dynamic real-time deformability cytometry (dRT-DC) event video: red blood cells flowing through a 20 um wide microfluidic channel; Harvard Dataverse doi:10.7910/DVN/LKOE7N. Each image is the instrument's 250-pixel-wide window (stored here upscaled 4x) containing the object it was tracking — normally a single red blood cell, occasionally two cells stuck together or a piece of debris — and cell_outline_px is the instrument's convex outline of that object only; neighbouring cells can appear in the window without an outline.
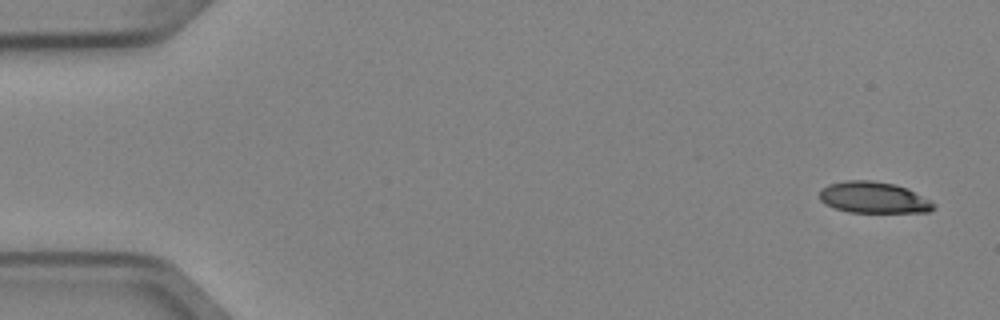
{"species": "Egyptian fruit bat (a non-hibernating species)", "species_latin": "Rousettus aegyptiacus", "temperature_condition": "cold", "stored_images_in_passage": 6, "segment_of_instrument_passage": [2, 2], "camera_frame_rate_fps": 3000, "um_per_image_px": 0.085, "animal": {"sex": "female"}, "frame": {"image": 1, "passage_image": 6, "time_ms": 1.667, "image_size_px": [1000, 320], "cell_outline_px": [[936, 208], [928, 212], [848, 212], [824, 204], [820, 200], [820, 188], [828, 184], [844, 180], [868, 180], [896, 184], [908, 188], [936, 204]], "centroid_in_image_um": [74.24, 16.78], "position_along_channel_um": 10.8, "area_um2": 20.98}}